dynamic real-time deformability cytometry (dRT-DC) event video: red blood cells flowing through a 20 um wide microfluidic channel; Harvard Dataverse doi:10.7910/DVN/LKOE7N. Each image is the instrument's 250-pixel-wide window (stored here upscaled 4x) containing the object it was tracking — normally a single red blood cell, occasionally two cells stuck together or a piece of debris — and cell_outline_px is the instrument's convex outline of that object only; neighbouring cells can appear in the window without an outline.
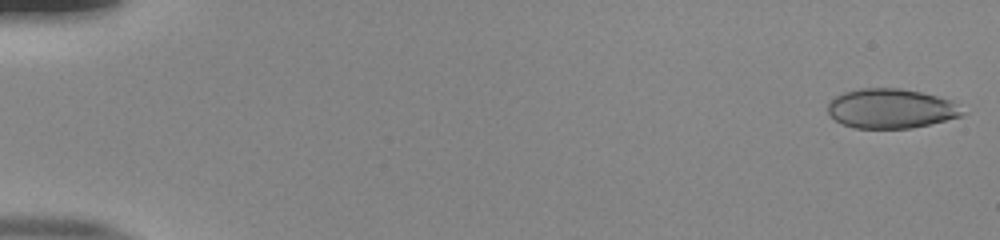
{"species": "human", "species_latin": "Homo sapiens", "temperature_condition": "room temperature", "stored_images_in_passage": 53, "camera_frame_rate_fps": 3000, "um_per_image_px": 0.085, "donor": {"sex": "male"}, "frame": {"image": 1, "passage_image": 1, "time_ms": 0.0, "image_size_px": [1000, 240], "cell_outline_px": [[968, 112], [964, 116], [912, 128], [852, 128], [836, 120], [828, 112], [828, 104], [836, 96], [844, 92], [860, 88], [900, 88], [920, 92], [952, 100]], "centroid_in_image_um": [75.79, 9.23], "position_along_channel_um": 9.2, "area_um2": 31.15}}
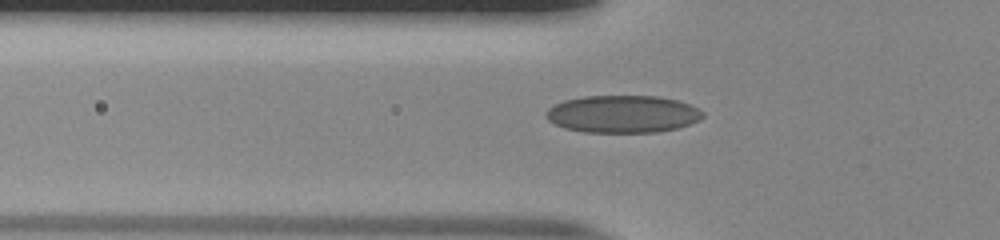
{"frame": {"image": 2, "passage_image": 19, "time_ms": 6.0, "image_size_px": [1000, 240], "cell_outline_px": [[704, 116], [700, 120], [676, 128], [656, 132], [584, 132], [564, 128], [548, 120], [544, 116], [544, 112], [548, 108], [564, 100], [584, 96], [656, 96], [676, 100], [688, 104], [704, 112]], "centroid_in_image_um": [52.89, 9.69], "position_along_channel_um": 72.9, "area_um2": 34.1}}
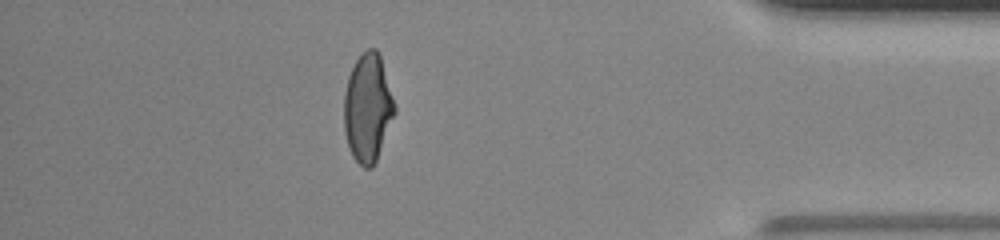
{"frame": {"image": 3, "passage_image": 47, "time_ms": 15.333, "image_size_px": [1000, 240], "cell_outline_px": [[396, 112], [376, 160], [372, 168], [364, 168], [352, 156], [348, 148], [344, 132], [344, 92], [348, 76], [356, 60], [368, 48], [376, 48], [380, 56], [396, 108]], "centroid_in_image_um": [31.24, 9.2], "position_along_channel_um": 404.0, "area_um2": 31.79}, "authors_computed_cell_mechanics": {"area_um2": 32.0212, "velocity_mm_per_s": 3.9112, "shape_relaxation_time_tau1_ms": 8.0645, "shape_relaxation_time_tau2_ms": null, "deformation_change_tau1": 0.2298, "deformation_change_tau2": null}}